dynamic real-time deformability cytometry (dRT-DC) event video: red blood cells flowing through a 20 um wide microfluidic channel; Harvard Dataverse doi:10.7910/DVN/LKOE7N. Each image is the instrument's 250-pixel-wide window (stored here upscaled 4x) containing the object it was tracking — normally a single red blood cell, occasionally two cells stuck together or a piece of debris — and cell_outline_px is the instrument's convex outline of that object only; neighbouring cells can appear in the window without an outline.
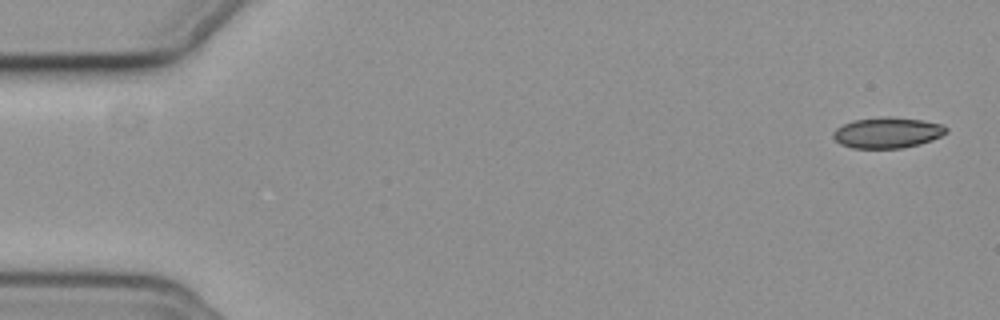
{"species": "common noctule bat (a hibernating species)", "species_latin": "Nyctalus noctula", "temperature_condition": "cold", "stored_images_in_passage": 55, "camera_frame_rate_fps": 3000, "um_per_image_px": 0.085, "animal": {"sex": "female", "body_mass_g": 19.3, "forearm_length_mm": 54.1}, "frame": {"image": 1, "passage_image": 1, "time_ms": 0.0, "image_size_px": [1000, 320], "cell_outline_px": [[948, 132], [932, 140], [920, 144], [904, 148], [852, 148], [840, 144], [832, 136], [832, 132], [836, 128], [852, 120], [888, 116], [920, 120], [944, 124], [948, 128]], "centroid_in_image_um": [75.43, 11.28], "position_along_channel_um": 9.6, "area_um2": 20.4}}
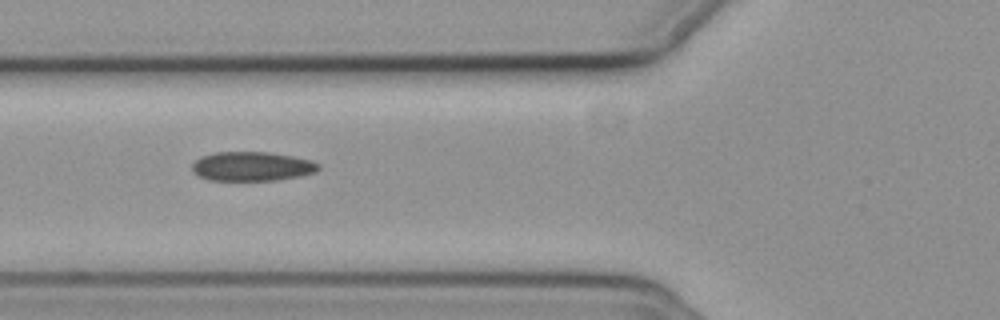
{"frame": {"image": 2, "passage_image": 20, "time_ms": 6.333, "image_size_px": [1000, 320], "cell_outline_px": [[320, 168], [316, 172], [300, 176], [276, 180], [212, 180], [200, 176], [192, 168], [192, 164], [200, 156], [216, 152], [268, 152], [292, 156], [312, 160], [320, 164]], "centroid_in_image_um": [21.46, 14.13], "position_along_channel_um": 104.3, "area_um2": 21.44}}
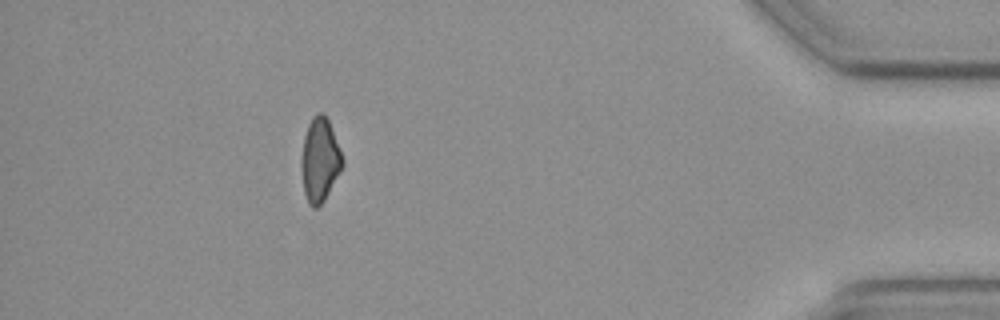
{"frame": {"image": 3, "passage_image": 49, "time_ms": 16.0, "image_size_px": [1000, 320], "cell_outline_px": [[344, 164], [340, 172], [324, 200], [316, 208], [312, 208], [308, 204], [304, 192], [300, 168], [300, 160], [304, 136], [308, 124], [312, 116], [316, 112], [320, 112], [328, 120], [344, 160]], "centroid_in_image_um": [27.16, 13.61], "position_along_channel_um": 408.0, "area_um2": 20.11}, "authors_computed_cell_mechanics": {"area_um2": 21.097, "velocity_mm_per_s": 3.7386, "shape_relaxation_time_tau1_ms": 3.3101, "shape_relaxation_time_tau2_ms": 7.163, "deformation_change_tau1": 0.0662, "deformation_change_tau2": 0.1429}}